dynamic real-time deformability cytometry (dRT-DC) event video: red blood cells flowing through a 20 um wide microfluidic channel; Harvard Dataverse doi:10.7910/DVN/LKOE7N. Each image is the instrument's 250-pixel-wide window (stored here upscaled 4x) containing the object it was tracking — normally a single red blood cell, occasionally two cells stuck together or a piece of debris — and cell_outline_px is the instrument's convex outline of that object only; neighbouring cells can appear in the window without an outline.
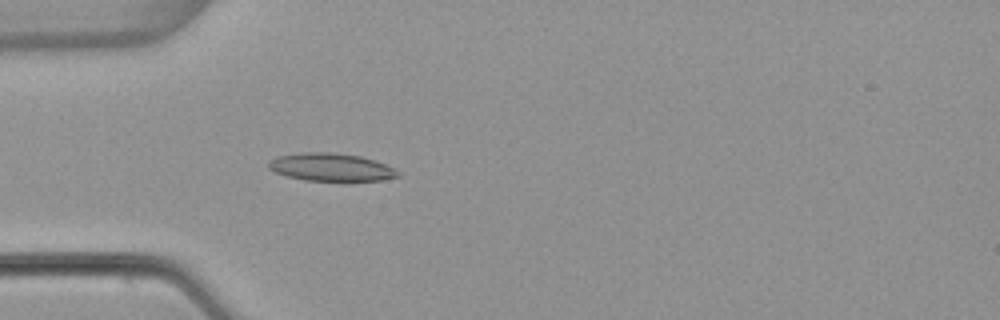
{"species": "common noctule bat (a hibernating species)", "species_latin": "Nyctalus noctula", "temperature_condition": "warm", "stored_images_in_passage": 16, "camera_frame_rate_fps": 3000, "um_per_image_px": 0.085, "animal": {"sex": "female", "body_mass_g": 22.7, "forearm_length_mm": 54.2}, "frame": {"image": 1, "passage_image": 5, "time_ms": 1.333, "image_size_px": [1000, 320], "cell_outline_px": [[400, 176], [380, 180], [304, 180], [288, 176], [276, 172], [268, 168], [268, 160], [276, 156], [300, 152], [332, 152], [360, 156], [376, 160], [400, 172]], "centroid_in_image_um": [28.1, 14.19], "position_along_channel_um": 56.9, "area_um2": 20.87}}
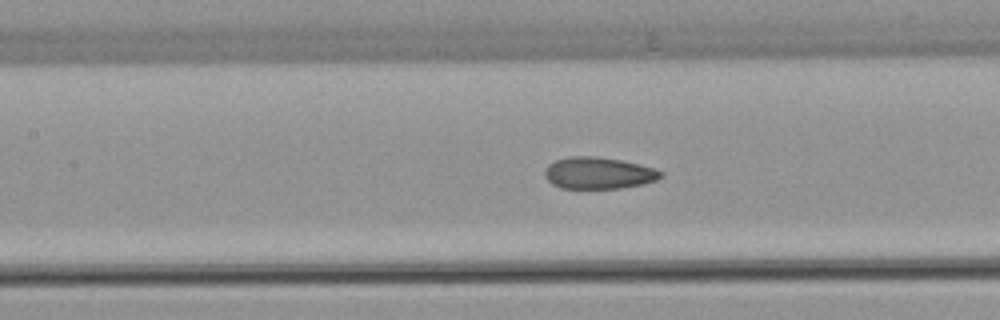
{"frame": {"image": 2, "passage_image": 10, "time_ms": 3.0, "image_size_px": [1000, 320], "cell_outline_px": [[664, 176], [656, 180], [644, 184], [620, 188], [560, 188], [552, 184], [544, 176], [544, 172], [548, 164], [556, 160], [568, 156], [596, 156], [620, 160], [640, 164], [664, 172]], "centroid_in_image_um": [50.87, 14.71], "position_along_channel_um": 156.5, "area_um2": 21.56}}
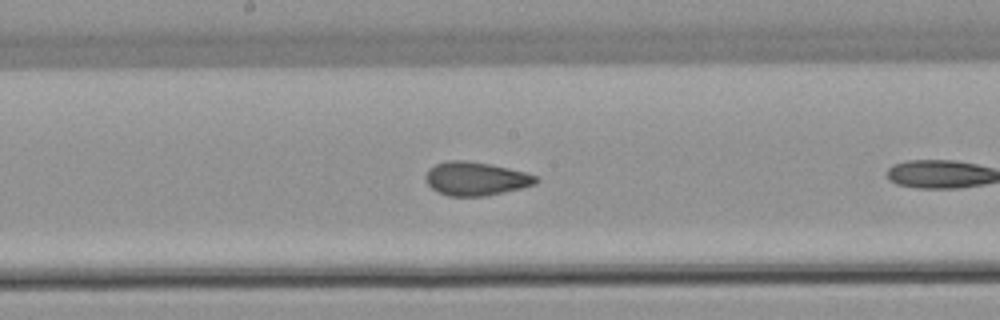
{"frame": {"image": 3, "passage_image": 14, "time_ms": 4.333, "image_size_px": [1000, 320], "cell_outline_px": [[540, 180], [536, 184], [520, 188], [484, 196], [448, 196], [436, 192], [424, 180], [424, 176], [428, 168], [436, 164], [448, 160], [464, 160], [488, 164], [508, 168], [524, 172], [536, 176]], "centroid_in_image_um": [40.39, 15.19], "position_along_channel_um": 207.8, "area_um2": 21.56}}